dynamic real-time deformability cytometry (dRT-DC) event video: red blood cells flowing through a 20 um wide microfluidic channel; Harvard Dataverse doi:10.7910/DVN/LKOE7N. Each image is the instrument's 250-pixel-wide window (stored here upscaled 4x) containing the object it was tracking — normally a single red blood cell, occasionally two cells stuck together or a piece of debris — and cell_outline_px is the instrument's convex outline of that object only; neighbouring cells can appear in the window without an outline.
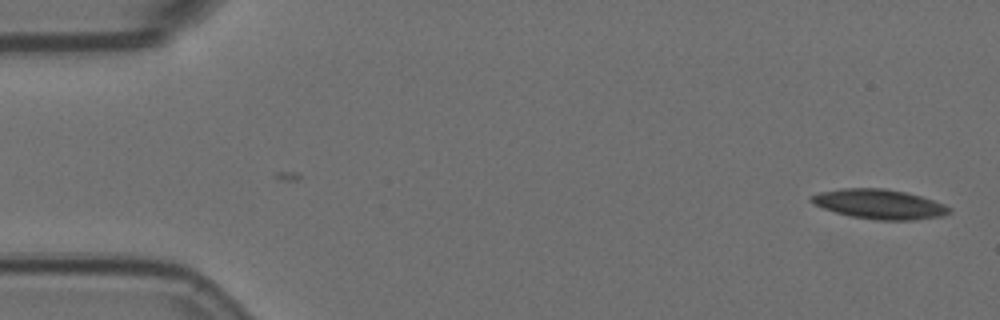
{"species": "Egyptian fruit bat (a non-hibernating species)", "species_latin": "Rousettus aegyptiacus", "temperature_condition": "room temperature", "stored_images_in_passage": 58, "segment_of_instrument_passage": [1, 2], "camera_frame_rate_fps": 3000, "um_per_image_px": 0.085, "animal": {"sex": "female"}, "frame": {"image": 1, "passage_image": 1, "time_ms": 0.0, "image_size_px": [1000, 320], "cell_outline_px": [[952, 212], [944, 216], [916, 220], [876, 220], [852, 216], [836, 212], [812, 204], [808, 200], [812, 196], [820, 192], [840, 188], [884, 188], [904, 192], [920, 196], [944, 204], [952, 208]], "centroid_in_image_um": [74.77, 17.36], "position_along_channel_um": 10.2, "area_um2": 23.87}}
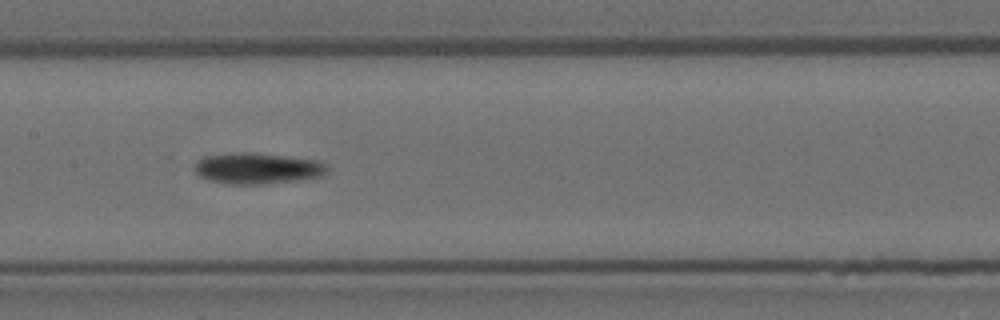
{"frame": {"image": 2, "passage_image": 27, "time_ms": 8.667, "image_size_px": [1000, 320], "cell_outline_px": [[328, 172], [324, 176], [304, 180], [264, 184], [228, 184], [208, 180], [200, 176], [192, 168], [196, 160], [204, 156], [236, 152], [248, 152], [316, 160], [324, 164], [328, 168]], "centroid_in_image_um": [21.86, 14.32], "position_along_channel_um": 185.5, "area_um2": 24.28}}
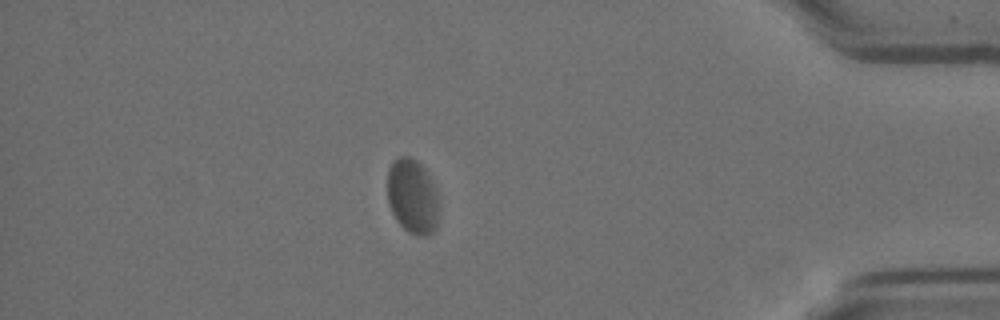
{"frame": {"image": 3, "passage_image": 49, "time_ms": 16.0, "image_size_px": [1000, 320], "cell_outline_px": [[440, 216], [436, 228], [432, 232], [424, 236], [416, 236], [408, 232], [396, 220], [388, 204], [388, 168], [392, 160], [400, 156], [408, 156], [416, 160], [424, 168], [432, 180], [436, 188], [440, 204]], "centroid_in_image_um": [35.09, 16.71], "position_along_channel_um": 400.1, "area_um2": 23.06}}